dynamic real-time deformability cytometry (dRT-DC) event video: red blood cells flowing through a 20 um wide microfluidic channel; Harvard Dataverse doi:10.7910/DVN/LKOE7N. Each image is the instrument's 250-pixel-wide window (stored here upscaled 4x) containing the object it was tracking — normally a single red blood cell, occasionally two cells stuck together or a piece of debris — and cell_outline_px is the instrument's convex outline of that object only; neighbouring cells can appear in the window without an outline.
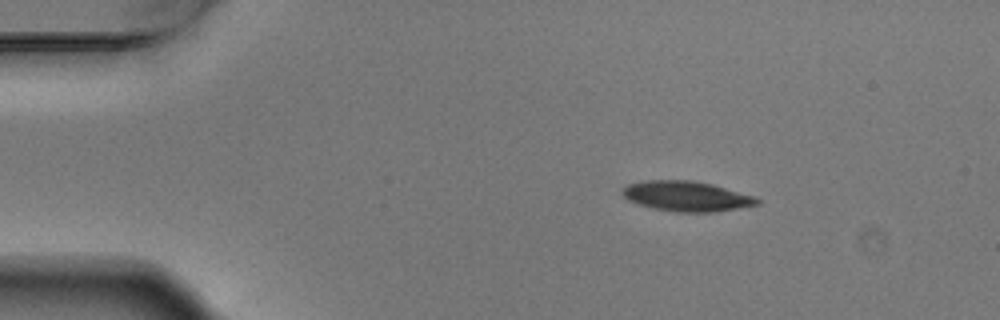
{"species": "Egyptian fruit bat (a non-hibernating species)", "species_latin": "Rousettus aegyptiacus", "temperature_condition": "warm", "stored_images_in_passage": 5, "camera_frame_rate_fps": 3000, "um_per_image_px": 0.085, "animal": {"sex": "male"}, "frame": {"image": 1, "passage_image": 1, "time_ms": 0.0, "image_size_px": [1000, 320], "cell_outline_px": [[760, 204], [716, 212], [676, 212], [652, 208], [640, 204], [624, 196], [620, 192], [628, 184], [648, 180], [692, 180], [712, 184], [752, 196], [760, 200]], "centroid_in_image_um": [58.36, 16.68], "position_along_channel_um": 26.6, "area_um2": 23.35}}
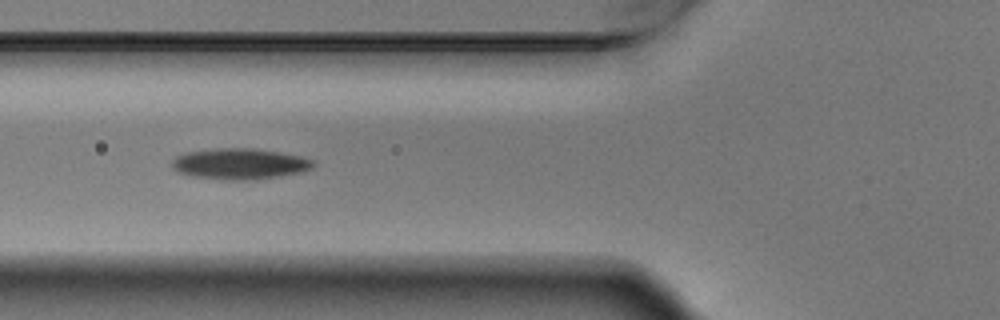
{"frame": {"image": 2, "passage_image": 4, "time_ms": 1.0, "image_size_px": [1000, 320], "cell_outline_px": [[316, 164], [312, 168], [304, 172], [280, 176], [236, 180], [228, 180], [192, 176], [180, 172], [172, 168], [172, 160], [176, 156], [188, 152], [216, 148], [252, 148], [300, 156], [316, 160]], "centroid_in_image_um": [20.41, 13.92], "position_along_channel_um": 105.4, "area_um2": 25.26}}
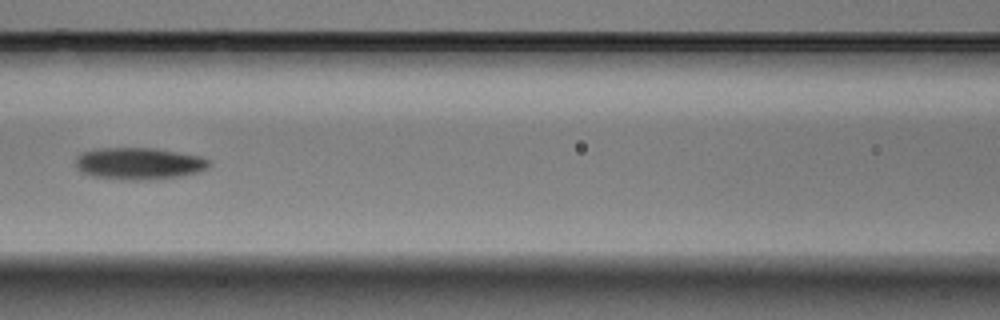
{"frame": {"image": 3, "passage_image": 5, "time_ms": 1.333, "image_size_px": [1000, 320], "cell_outline_px": [[212, 164], [208, 168], [196, 172], [180, 176], [152, 180], [120, 180], [92, 176], [80, 172], [76, 168], [76, 156], [80, 152], [100, 148], [152, 148], [200, 156], [212, 160]], "centroid_in_image_um": [11.79, 13.91], "position_along_channel_um": 154.8, "area_um2": 25.14}}